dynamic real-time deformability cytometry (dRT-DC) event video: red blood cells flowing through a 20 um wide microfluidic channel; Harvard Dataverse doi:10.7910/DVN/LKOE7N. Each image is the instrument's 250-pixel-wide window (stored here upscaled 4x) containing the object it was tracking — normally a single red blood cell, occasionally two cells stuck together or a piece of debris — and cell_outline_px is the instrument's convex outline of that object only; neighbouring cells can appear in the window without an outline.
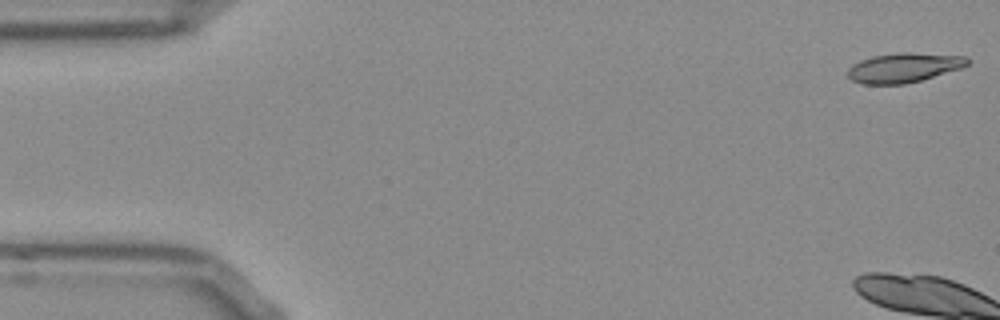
{"species": "Egyptian fruit bat (a non-hibernating species)", "species_latin": "Rousettus aegyptiacus", "temperature_condition": "room temperature", "stored_images_in_passage": 4, "camera_frame_rate_fps": 3000, "um_per_image_px": 0.085, "frame": {"image": 1, "passage_image": 1, "time_ms": 0.0, "image_size_px": [1000, 320], "cell_outline_px": [[972, 60], [968, 64], [960, 68], [920, 80], [904, 84], [864, 84], [852, 80], [848, 76], [848, 68], [852, 64], [860, 60], [872, 56], [896, 52], [912, 52], [968, 56]], "centroid_in_image_um": [76.83, 5.73], "position_along_channel_um": 8.2, "area_um2": 20.69}}